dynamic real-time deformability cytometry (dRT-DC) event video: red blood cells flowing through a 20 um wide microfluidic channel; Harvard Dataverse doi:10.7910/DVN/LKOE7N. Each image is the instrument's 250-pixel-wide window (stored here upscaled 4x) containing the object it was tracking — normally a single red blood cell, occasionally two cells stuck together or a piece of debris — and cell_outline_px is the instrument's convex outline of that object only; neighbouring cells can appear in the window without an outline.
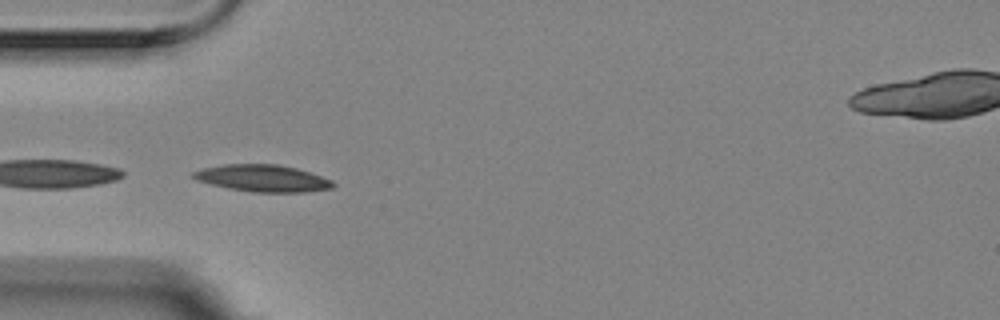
{"species": "Egyptian fruit bat (a non-hibernating species)", "species_latin": "Rousettus aegyptiacus", "temperature_condition": "room temperature", "stored_images_in_passage": 38, "camera_frame_rate_fps": 3000, "um_per_image_px": 0.085, "animal": {"sex": "female"}, "frame": {"image": 1, "passage_image": 3, "time_ms": 0.667, "image_size_px": [1000, 320], "cell_outline_px": [[336, 184], [332, 188], [304, 192], [252, 192], [228, 188], [196, 180], [188, 176], [192, 172], [204, 168], [224, 164], [280, 164], [296, 168], [332, 180]], "centroid_in_image_um": [22.3, 15.15], "position_along_channel_um": 62.7, "area_um2": 21.91}}
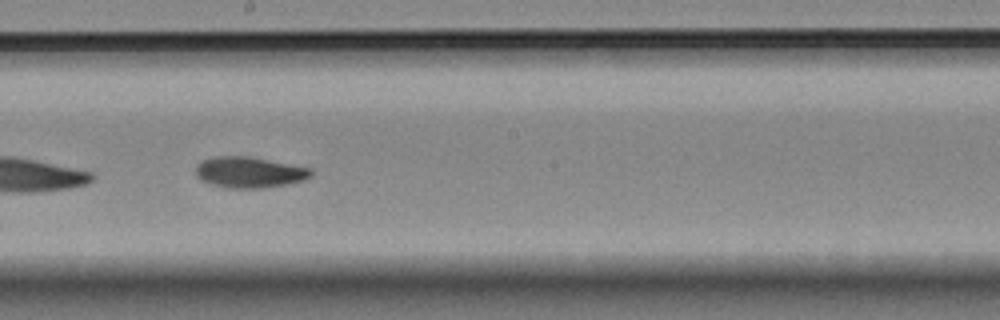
{"frame": {"image": 2, "passage_image": 17, "time_ms": 5.333, "image_size_px": [1000, 320], "cell_outline_px": [[312, 176], [304, 180], [264, 188], [228, 188], [200, 180], [196, 176], [196, 164], [204, 160], [216, 156], [248, 156], [312, 168]], "centroid_in_image_um": [21.19, 14.64], "position_along_channel_um": 227.0, "area_um2": 20.69}}
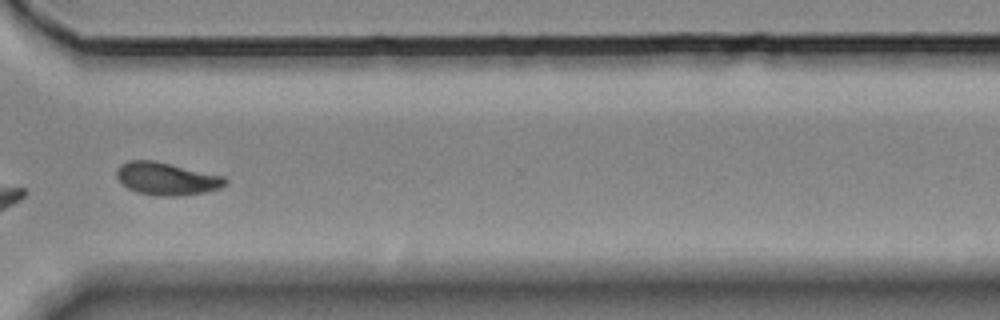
{"frame": {"image": 3, "passage_image": 28, "time_ms": 9.0, "image_size_px": [1000, 320], "cell_outline_px": [[228, 180], [220, 188], [204, 192], [180, 196], [160, 196], [136, 192], [128, 188], [116, 176], [116, 168], [120, 164], [128, 160], [156, 160], [224, 176]], "centroid_in_image_um": [14.15, 15.17], "position_along_channel_um": 356.5, "area_um2": 20.75}, "authors_computed_cell_mechanics": {"area_um2": 20.6346, "velocity_mm_per_s": 3.5306, "shape_relaxation_time_tau1_ms": 4.9293, "shape_relaxation_time_tau2_ms": 4.1929, "deformation_change_tau1": 0.1628, "deformation_change_tau2": 0.0747}}